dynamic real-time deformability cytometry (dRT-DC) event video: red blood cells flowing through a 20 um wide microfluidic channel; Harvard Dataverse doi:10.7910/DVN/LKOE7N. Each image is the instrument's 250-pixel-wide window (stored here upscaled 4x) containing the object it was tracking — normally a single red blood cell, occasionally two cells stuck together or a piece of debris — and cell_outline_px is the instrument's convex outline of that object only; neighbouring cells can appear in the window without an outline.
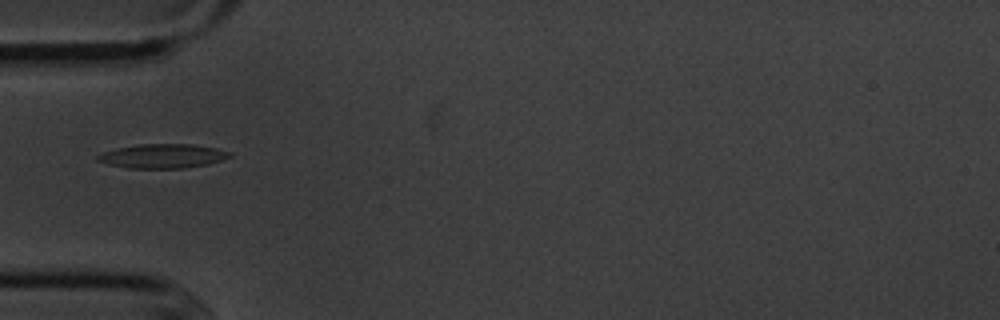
{"species": "common noctule bat (a hibernating species)", "species_latin": "Nyctalus noctula", "temperature_condition": "cold", "stored_images_in_passage": 5, "camera_frame_rate_fps": 3000, "um_per_image_px": 0.085, "animal": {"sex": "male", "body_mass_g": 20.1, "forearm_length_mm": 53.5}, "frame": {"image": 1, "passage_image": 5, "time_ms": 4.667, "image_size_px": [1000, 320], "cell_outline_px": [[232, 156], [224, 160], [208, 164], [184, 168], [128, 168], [108, 164], [96, 160], [96, 156], [104, 152], [116, 148], [140, 144], [192, 144], [216, 148], [232, 152]], "centroid_in_image_um": [13.86, 13.26], "position_along_channel_um": 71.1, "area_um2": 18.67}}